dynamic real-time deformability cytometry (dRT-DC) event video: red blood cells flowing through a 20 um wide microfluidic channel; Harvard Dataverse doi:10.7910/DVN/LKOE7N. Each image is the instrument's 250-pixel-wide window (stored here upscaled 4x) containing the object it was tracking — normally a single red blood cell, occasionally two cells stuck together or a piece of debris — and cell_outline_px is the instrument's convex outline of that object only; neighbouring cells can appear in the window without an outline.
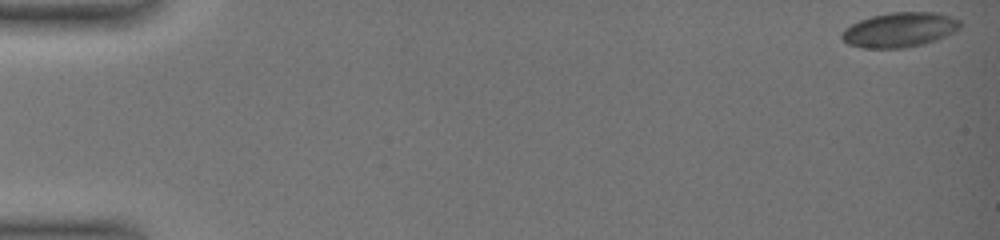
{"species": "common noctule bat (a hibernating species)", "species_latin": "Nyctalus noctula", "temperature_condition": "warm", "stored_images_in_passage": 31, "camera_frame_rate_fps": 3000, "um_per_image_px": 0.085, "animal": {"sex": "female", "body_mass_g": 19.0, "forearm_length_mm": 51.5}, "frame": {"image": 1, "passage_image": 1, "time_ms": 0.0, "image_size_px": [1000, 240], "cell_outline_px": [[960, 28], [936, 40], [924, 44], [904, 48], [860, 48], [848, 44], [840, 36], [844, 28], [860, 20], [872, 16], [892, 12], [940, 12], [960, 20]], "centroid_in_image_um": [76.46, 2.53], "position_along_channel_um": 8.5, "area_um2": 23.99}}
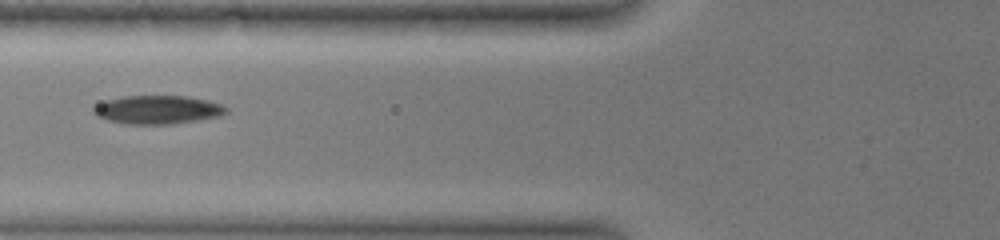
{"frame": {"image": 2, "passage_image": 22, "time_ms": 7.0, "image_size_px": [1000, 240], "cell_outline_px": [[228, 112], [220, 116], [172, 124], [124, 124], [108, 120], [96, 116], [92, 112], [92, 108], [108, 100], [124, 96], [188, 96], [208, 100], [224, 104], [228, 108]], "centroid_in_image_um": [13.44, 9.33], "position_along_channel_um": 112.4, "area_um2": 22.08}}
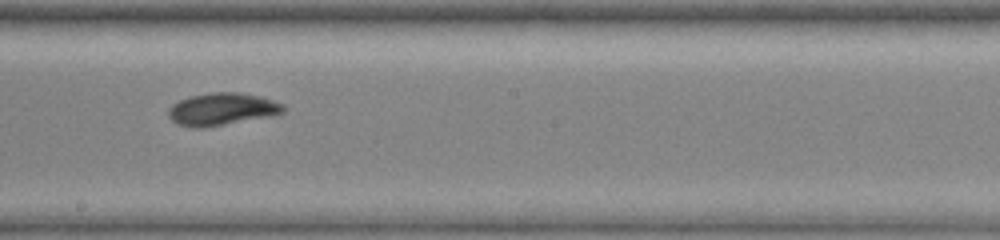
{"frame": {"image": 3, "passage_image": 31, "time_ms": 10.0, "image_size_px": [1000, 240], "cell_outline_px": [[288, 108], [284, 112], [276, 116], [204, 128], [192, 128], [176, 124], [168, 116], [168, 108], [172, 104], [180, 100], [192, 96], [212, 92], [240, 92], [260, 96], [284, 104]], "centroid_in_image_um": [18.92, 9.29], "position_along_channel_um": 229.3, "area_um2": 22.2}}